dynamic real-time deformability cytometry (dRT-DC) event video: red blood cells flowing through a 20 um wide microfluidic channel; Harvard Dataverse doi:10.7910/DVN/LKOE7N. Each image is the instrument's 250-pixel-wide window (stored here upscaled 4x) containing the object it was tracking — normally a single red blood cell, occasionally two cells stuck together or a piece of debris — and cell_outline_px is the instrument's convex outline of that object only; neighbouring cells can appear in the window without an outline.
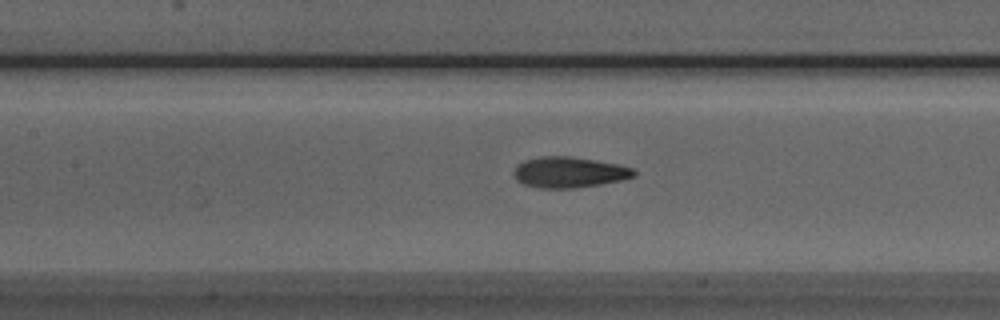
{"species": "Egyptian fruit bat (a non-hibernating species)", "species_latin": "Rousettus aegyptiacus", "temperature_condition": "room temperature", "stored_images_in_passage": 42, "camera_frame_rate_fps": 3000, "um_per_image_px": 0.085, "animal": {"sex": "male"}, "frame": {"image": 1, "passage_image": 23, "time_ms": 7.333, "image_size_px": [1000, 320], "cell_outline_px": [[636, 176], [620, 180], [600, 184], [572, 188], [540, 188], [524, 184], [516, 180], [512, 172], [516, 164], [524, 160], [540, 156], [568, 156], [616, 164], [632, 168], [636, 172]], "centroid_in_image_um": [48.31, 14.64], "position_along_channel_um": 159.1, "area_um2": 21.44}}
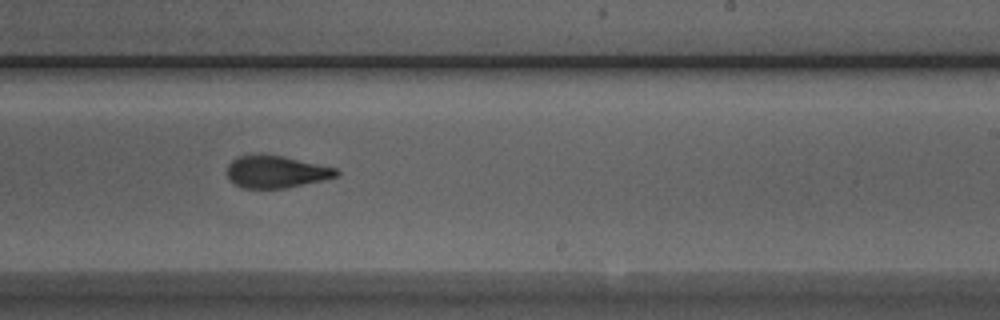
{"frame": {"image": 2, "passage_image": 31, "time_ms": 10.0, "image_size_px": [1000, 320], "cell_outline_px": [[340, 172], [336, 176], [320, 180], [284, 188], [240, 188], [232, 184], [228, 180], [228, 164], [236, 156], [260, 152], [280, 156], [336, 168]], "centroid_in_image_um": [23.36, 14.58], "position_along_channel_um": 265.6, "area_um2": 20.58}}
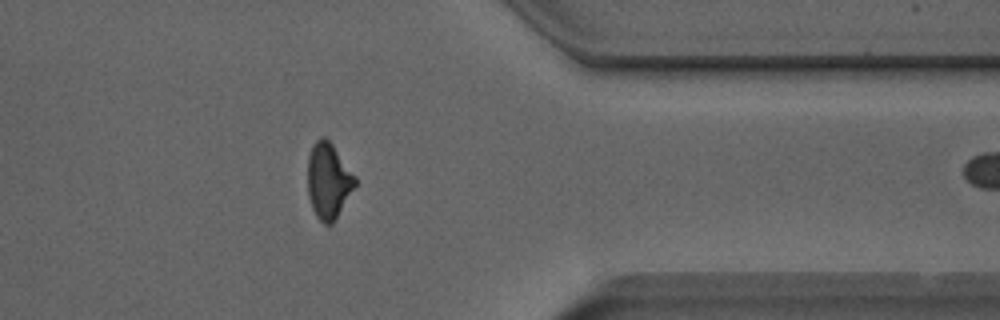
{"frame": {"image": 3, "passage_image": 41, "time_ms": 13.333, "image_size_px": [1000, 320], "cell_outline_px": [[356, 184], [332, 224], [324, 224], [316, 216], [312, 208], [308, 196], [308, 156], [312, 144], [320, 136], [324, 136], [332, 144], [356, 176]], "centroid_in_image_um": [27.9, 15.34], "position_along_channel_um": 383.5, "area_um2": 20.81}}